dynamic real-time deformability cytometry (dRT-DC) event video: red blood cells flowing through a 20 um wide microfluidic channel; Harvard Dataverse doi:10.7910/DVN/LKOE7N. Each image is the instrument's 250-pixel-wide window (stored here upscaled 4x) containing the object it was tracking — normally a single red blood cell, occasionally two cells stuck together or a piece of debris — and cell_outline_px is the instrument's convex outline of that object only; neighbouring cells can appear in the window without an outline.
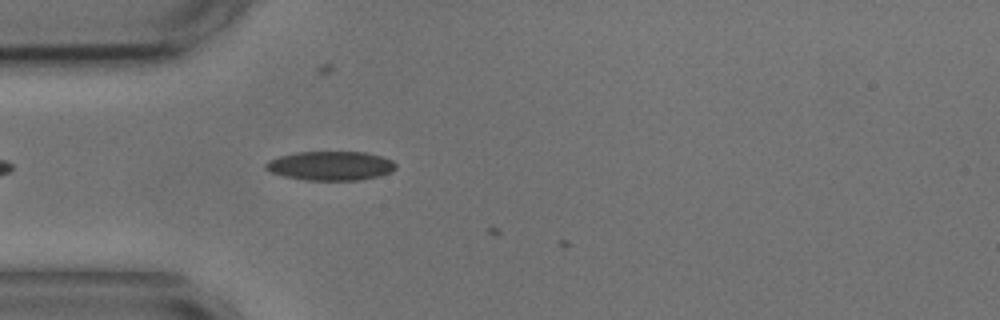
{"species": "common noctule bat (a hibernating species)", "species_latin": "Nyctalus noctula", "temperature_condition": "cold", "stored_images_in_passage": 6, "camera_frame_rate_fps": 3000, "um_per_image_px": 0.085, "animal": {"sex": "male", "body_mass_g": 17.9, "forearm_length_mm": 54.2}, "frame": {"image": 1, "passage_image": 5, "time_ms": 1.333, "image_size_px": [1000, 320], "cell_outline_px": [[396, 168], [392, 172], [380, 176], [360, 180], [304, 180], [284, 176], [268, 172], [264, 168], [264, 164], [268, 160], [280, 156], [296, 152], [364, 152], [380, 156], [392, 160], [396, 164]], "centroid_in_image_um": [28.08, 14.1], "position_along_channel_um": 56.9, "area_um2": 22.25}}